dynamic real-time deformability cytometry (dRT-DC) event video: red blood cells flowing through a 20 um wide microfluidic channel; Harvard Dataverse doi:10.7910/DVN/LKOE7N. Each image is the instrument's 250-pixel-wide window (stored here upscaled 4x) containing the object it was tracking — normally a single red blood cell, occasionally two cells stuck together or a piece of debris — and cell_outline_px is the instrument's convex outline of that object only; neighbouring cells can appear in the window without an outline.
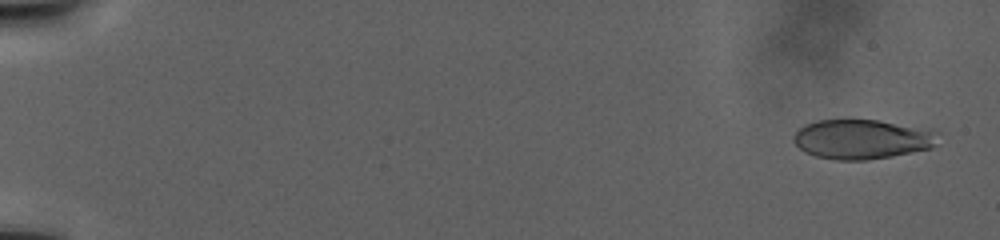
{"species": "human", "species_latin": "Homo sapiens", "temperature_condition": "warm", "stored_images_in_passage": 90, "camera_frame_rate_fps": 3000, "um_per_image_px": 0.085, "donor": {"sex": "male"}, "frame": {"image": 1, "passage_image": 3, "time_ms": 1.333, "image_size_px": [1000, 240], "cell_outline_px": [[940, 132], [936, 144], [932, 148], [892, 156], [868, 160], [836, 160], [816, 156], [804, 152], [792, 140], [792, 136], [804, 124], [816, 120], [880, 120], [932, 128]], "centroid_in_image_um": [73.33, 11.82], "position_along_channel_um": 11.7, "area_um2": 33.93}}
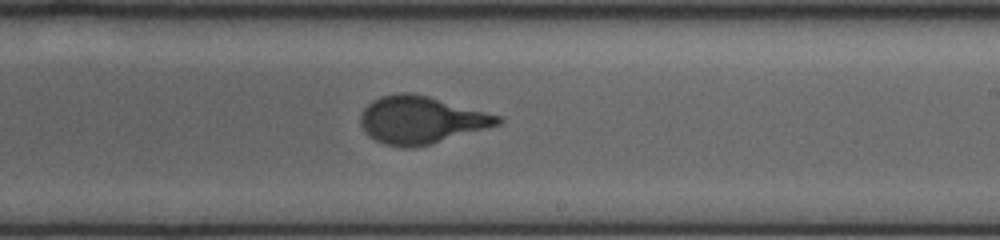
{"frame": {"image": 2, "passage_image": 49, "time_ms": 27.333, "image_size_px": [1000, 240], "cell_outline_px": [[504, 120], [500, 124], [432, 144], [416, 148], [400, 148], [384, 144], [368, 136], [360, 124], [360, 116], [364, 108], [372, 100], [380, 96], [400, 92], [412, 92], [428, 96], [504, 116]], "centroid_in_image_um": [35.79, 10.2], "position_along_channel_um": 253.2, "area_um2": 38.38}}
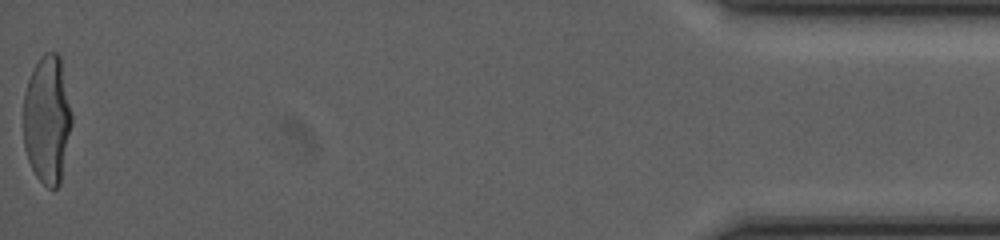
{"frame": {"image": 3, "passage_image": 90, "time_ms": 43.0, "image_size_px": [1000, 240], "cell_outline_px": [[72, 124], [60, 184], [56, 188], [48, 188], [36, 176], [28, 160], [24, 148], [24, 92], [32, 68], [40, 56], [44, 52], [56, 52], [60, 56], [72, 116]], "centroid_in_image_um": [4.01, 10.14], "position_along_channel_um": 431.2, "area_um2": 36.24}}